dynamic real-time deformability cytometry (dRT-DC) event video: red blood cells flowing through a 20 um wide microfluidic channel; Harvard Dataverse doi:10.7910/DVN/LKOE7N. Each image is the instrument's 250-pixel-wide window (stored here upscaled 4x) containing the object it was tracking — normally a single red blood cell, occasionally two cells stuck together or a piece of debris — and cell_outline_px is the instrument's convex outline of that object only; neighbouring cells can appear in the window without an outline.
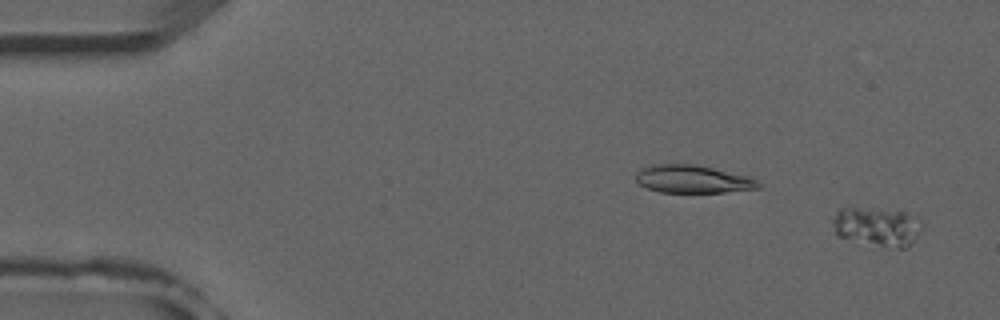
{"species": "common noctule bat (a hibernating species)", "species_latin": "Nyctalus noctula", "temperature_condition": "room temperature", "stored_images_in_passage": 9, "camera_frame_rate_fps": 3000, "um_per_image_px": 0.085, "animal": {"sex": "male", "forearm_length_mm": 52.5}, "frame": {"image": 1, "passage_image": 2, "time_ms": 0.333, "image_size_px": [1000, 320], "cell_outline_px": [[924, 220], [920, 228], [908, 248], [884, 248], [840, 236], [836, 232], [832, 224], [832, 220], [836, 212], [840, 208], [876, 208], [904, 212]], "centroid_in_image_um": [74.57, 19.26], "position_along_channel_um": 10.4, "area_um2": 20.29}}